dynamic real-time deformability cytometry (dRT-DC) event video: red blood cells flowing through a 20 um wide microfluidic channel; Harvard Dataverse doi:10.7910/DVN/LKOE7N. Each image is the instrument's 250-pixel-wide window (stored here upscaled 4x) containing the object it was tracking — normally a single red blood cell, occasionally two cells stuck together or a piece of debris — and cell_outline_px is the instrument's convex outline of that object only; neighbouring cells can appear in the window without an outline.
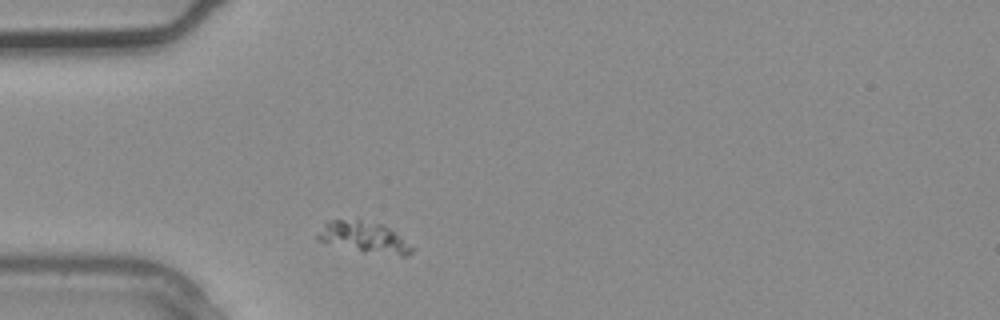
{"species": "common noctule bat (a hibernating species)", "species_latin": "Nyctalus noctula", "temperature_condition": "warm", "stored_images_in_passage": 1, "camera_frame_rate_fps": 3000, "um_per_image_px": 0.085, "animal": {"sex": "male", "body_mass_g": 20.4}, "frame": {"image": 1, "passage_image": 1, "time_ms": 0.0, "image_size_px": [1000, 320], "cell_outline_px": [[416, 248], [408, 256], [400, 256], [360, 252], [316, 240], [316, 236], [324, 224], [328, 220], [360, 220], [384, 224]], "centroid_in_image_um": [30.98, 20.19], "position_along_channel_um": 54.0, "area_um2": 17.34}}